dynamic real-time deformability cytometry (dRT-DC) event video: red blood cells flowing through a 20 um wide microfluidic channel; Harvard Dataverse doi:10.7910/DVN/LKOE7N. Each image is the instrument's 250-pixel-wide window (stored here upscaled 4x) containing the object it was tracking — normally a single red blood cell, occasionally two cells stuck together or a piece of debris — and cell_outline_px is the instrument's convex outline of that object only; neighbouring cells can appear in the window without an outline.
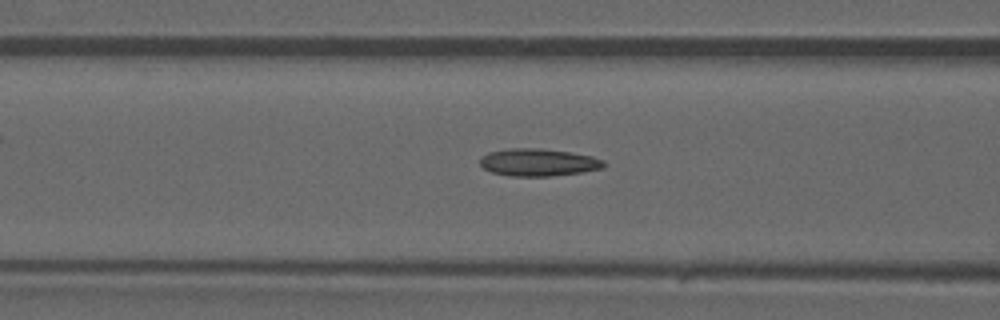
{"species": "common noctule bat (a hibernating species)", "species_latin": "Nyctalus noctula", "temperature_condition": "warm", "stored_images_in_passage": 32, "camera_frame_rate_fps": 3000, "um_per_image_px": 0.085, "animal": {"sex": "male", "forearm_length_mm": 52.5}, "frame": {"image": 1, "passage_image": 5, "time_ms": 1.333, "image_size_px": [1000, 320], "cell_outline_px": [[608, 164], [604, 168], [580, 172], [552, 176], [508, 176], [492, 172], [484, 168], [480, 164], [480, 156], [488, 152], [508, 148], [540, 148], [572, 152], [592, 156], [604, 160]], "centroid_in_image_um": [45.77, 13.79], "position_along_channel_um": 120.8, "area_um2": 20.06}}